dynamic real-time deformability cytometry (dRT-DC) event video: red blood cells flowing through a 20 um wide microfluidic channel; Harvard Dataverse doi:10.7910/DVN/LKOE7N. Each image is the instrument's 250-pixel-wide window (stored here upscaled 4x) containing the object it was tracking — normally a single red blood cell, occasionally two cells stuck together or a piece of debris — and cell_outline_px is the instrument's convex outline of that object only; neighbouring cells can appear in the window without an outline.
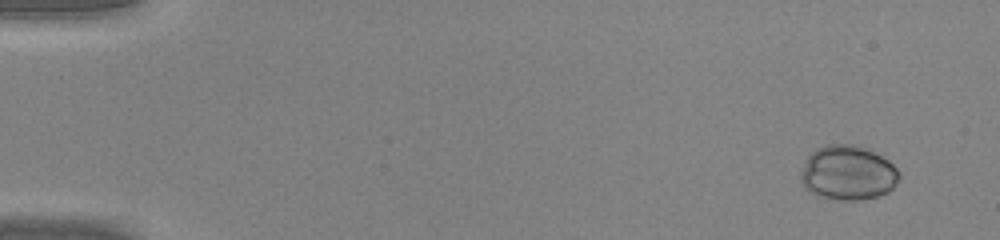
{"species": "common noctule bat (a hibernating species)", "species_latin": "Nyctalus noctula", "temperature_condition": "warm", "stored_images_in_passage": 47, "camera_frame_rate_fps": 3000, "um_per_image_px": 0.085, "animal": {"sex": "male", "body_mass_g": 20.0, "forearm_length_mm": 53.3}, "frame": {"image": 1, "passage_image": 1, "time_ms": 0.0, "image_size_px": [1000, 240], "cell_outline_px": [[900, 176], [896, 184], [888, 192], [880, 196], [860, 200], [840, 200], [816, 196], [804, 188], [800, 180], [800, 172], [808, 156], [816, 148], [828, 144], [856, 144], [868, 148], [888, 160], [900, 172]], "centroid_in_image_um": [72.06, 14.7], "position_along_channel_um": 12.9, "area_um2": 31.73}}
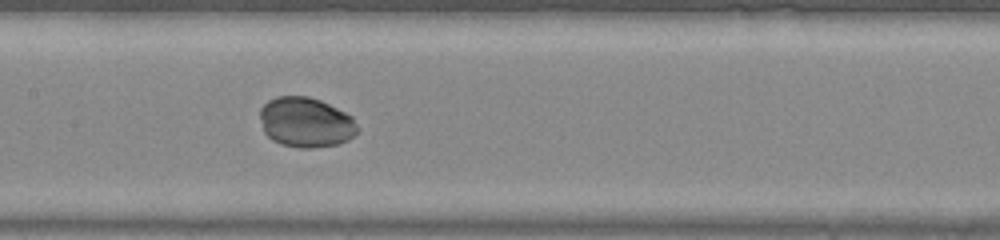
{"frame": {"image": 2, "passage_image": 23, "time_ms": 7.333, "image_size_px": [1000, 240], "cell_outline_px": [[360, 132], [348, 140], [340, 144], [312, 148], [300, 148], [280, 144], [272, 140], [264, 132], [260, 116], [260, 108], [268, 100], [276, 96], [308, 96], [320, 100], [352, 116], [360, 128]], "centroid_in_image_um": [26.02, 10.41], "position_along_channel_um": 181.4, "area_um2": 28.73}}
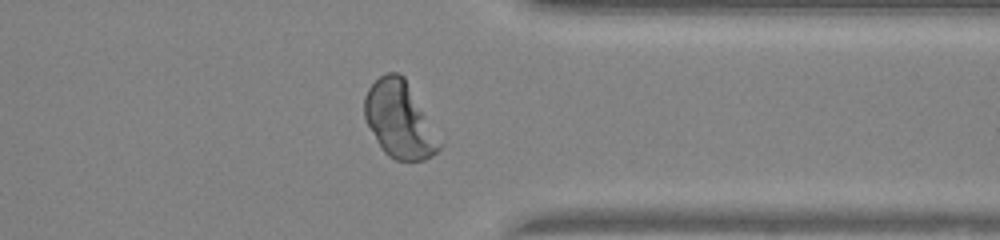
{"frame": {"image": 3, "passage_image": 37, "time_ms": 12.0, "image_size_px": [1000, 240], "cell_outline_px": [[444, 144], [432, 156], [424, 160], [396, 160], [388, 156], [384, 152], [376, 140], [364, 116], [364, 96], [368, 88], [380, 76], [388, 72], [396, 72], [404, 76], [444, 140]], "centroid_in_image_um": [34.01, 10.18], "position_along_channel_um": 377.4, "area_um2": 33.93}, "authors_computed_cell_mechanics": {"area_um2": 29.9982, "velocity_mm_per_s": 4.2716, "shape_relaxation_time_tau1_ms": 1.0389, "shape_relaxation_time_tau2_ms": null, "deformation_change_tau1": 0.0563, "deformation_change_tau2": null}}